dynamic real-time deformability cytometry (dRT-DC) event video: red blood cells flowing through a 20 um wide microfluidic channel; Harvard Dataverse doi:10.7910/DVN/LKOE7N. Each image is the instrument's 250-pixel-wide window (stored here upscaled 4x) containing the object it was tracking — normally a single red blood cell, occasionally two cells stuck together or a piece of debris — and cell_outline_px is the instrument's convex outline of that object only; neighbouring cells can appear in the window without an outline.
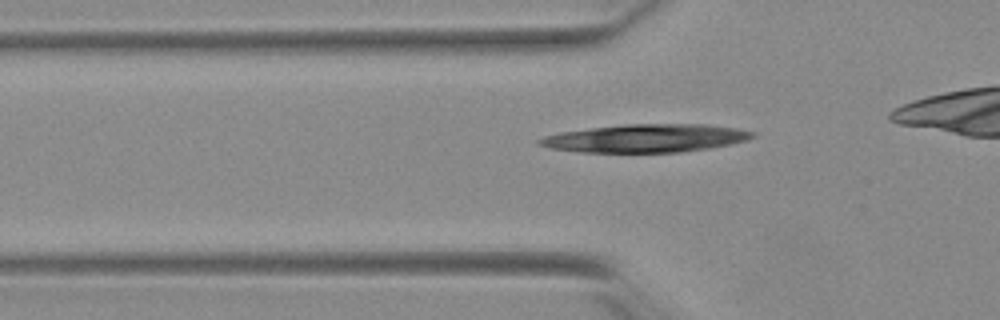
{"species": "Egyptian fruit bat (a non-hibernating species)", "species_latin": "Rousettus aegyptiacus", "temperature_condition": "warm", "stored_images_in_passage": 37, "camera_frame_rate_fps": 3000, "um_per_image_px": 0.085, "animal": {"sex": "female"}, "frame": {"image": 1, "passage_image": 3, "time_ms": 0.667, "image_size_px": [1000, 320], "cell_outline_px": [[756, 136], [748, 140], [708, 148], [680, 152], [584, 152], [548, 148], [536, 144], [536, 140], [544, 136], [560, 132], [624, 124], [708, 124], [736, 128], [756, 132]], "centroid_in_image_um": [54.88, 11.74], "position_along_channel_um": 70.9, "area_um2": 34.85}}
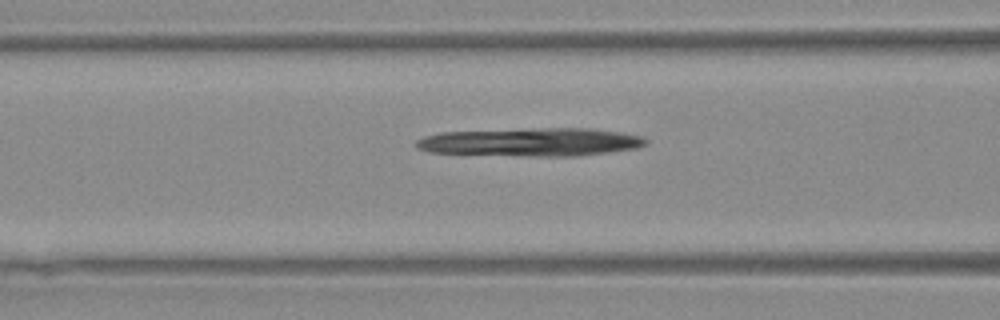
{"frame": {"image": 2, "passage_image": 7, "time_ms": 2.0, "image_size_px": [1000, 320], "cell_outline_px": [[648, 144], [636, 148], [576, 156], [528, 156], [432, 152], [416, 148], [416, 140], [424, 136], [440, 132], [544, 128], [592, 128], [640, 136], [648, 140]], "centroid_in_image_um": [45.12, 12.07], "position_along_channel_um": 121.5, "area_um2": 37.51}}